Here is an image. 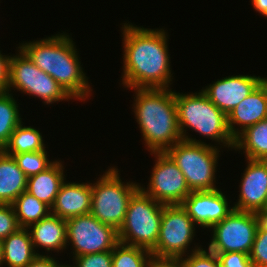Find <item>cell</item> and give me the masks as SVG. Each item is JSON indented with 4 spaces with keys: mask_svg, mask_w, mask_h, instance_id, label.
Wrapping results in <instances>:
<instances>
[{
    "mask_svg": "<svg viewBox=\"0 0 267 267\" xmlns=\"http://www.w3.org/2000/svg\"><path fill=\"white\" fill-rule=\"evenodd\" d=\"M122 84L131 89L169 88L172 81L167 33L124 24ZM167 36V37H166Z\"/></svg>",
    "mask_w": 267,
    "mask_h": 267,
    "instance_id": "obj_1",
    "label": "cell"
},
{
    "mask_svg": "<svg viewBox=\"0 0 267 267\" xmlns=\"http://www.w3.org/2000/svg\"><path fill=\"white\" fill-rule=\"evenodd\" d=\"M18 48L39 69L54 78L71 98L83 100L91 95L77 49L69 35L56 34L40 41L22 43Z\"/></svg>",
    "mask_w": 267,
    "mask_h": 267,
    "instance_id": "obj_2",
    "label": "cell"
},
{
    "mask_svg": "<svg viewBox=\"0 0 267 267\" xmlns=\"http://www.w3.org/2000/svg\"><path fill=\"white\" fill-rule=\"evenodd\" d=\"M169 88L135 89L134 113L150 152H165L182 140L175 92Z\"/></svg>",
    "mask_w": 267,
    "mask_h": 267,
    "instance_id": "obj_3",
    "label": "cell"
},
{
    "mask_svg": "<svg viewBox=\"0 0 267 267\" xmlns=\"http://www.w3.org/2000/svg\"><path fill=\"white\" fill-rule=\"evenodd\" d=\"M175 103L182 140L188 141L184 129L188 127L208 139L223 143L225 147L234 148L235 139L228 129L227 115L202 91L194 94L175 92Z\"/></svg>",
    "mask_w": 267,
    "mask_h": 267,
    "instance_id": "obj_4",
    "label": "cell"
},
{
    "mask_svg": "<svg viewBox=\"0 0 267 267\" xmlns=\"http://www.w3.org/2000/svg\"><path fill=\"white\" fill-rule=\"evenodd\" d=\"M164 206L139 188L129 200L124 222L118 230L119 242L152 252L158 240Z\"/></svg>",
    "mask_w": 267,
    "mask_h": 267,
    "instance_id": "obj_5",
    "label": "cell"
},
{
    "mask_svg": "<svg viewBox=\"0 0 267 267\" xmlns=\"http://www.w3.org/2000/svg\"><path fill=\"white\" fill-rule=\"evenodd\" d=\"M219 152L215 146L190 137L188 141L180 140L165 151L185 176L191 191L217 189L214 182Z\"/></svg>",
    "mask_w": 267,
    "mask_h": 267,
    "instance_id": "obj_6",
    "label": "cell"
},
{
    "mask_svg": "<svg viewBox=\"0 0 267 267\" xmlns=\"http://www.w3.org/2000/svg\"><path fill=\"white\" fill-rule=\"evenodd\" d=\"M118 168L108 171L92 184L91 214L100 222L114 227L117 231L124 222L130 198L140 188L139 184L120 179Z\"/></svg>",
    "mask_w": 267,
    "mask_h": 267,
    "instance_id": "obj_7",
    "label": "cell"
},
{
    "mask_svg": "<svg viewBox=\"0 0 267 267\" xmlns=\"http://www.w3.org/2000/svg\"><path fill=\"white\" fill-rule=\"evenodd\" d=\"M19 54L10 56L8 92L11 87L31 96L42 98L45 104L72 99L58 82L39 69L20 49Z\"/></svg>",
    "mask_w": 267,
    "mask_h": 267,
    "instance_id": "obj_8",
    "label": "cell"
},
{
    "mask_svg": "<svg viewBox=\"0 0 267 267\" xmlns=\"http://www.w3.org/2000/svg\"><path fill=\"white\" fill-rule=\"evenodd\" d=\"M196 225L182 205H165L163 207L161 226L152 257L175 258L185 257L187 248L192 242Z\"/></svg>",
    "mask_w": 267,
    "mask_h": 267,
    "instance_id": "obj_9",
    "label": "cell"
},
{
    "mask_svg": "<svg viewBox=\"0 0 267 267\" xmlns=\"http://www.w3.org/2000/svg\"><path fill=\"white\" fill-rule=\"evenodd\" d=\"M67 243L74 248L73 257L113 251L119 243L118 231L100 222L91 213L66 220Z\"/></svg>",
    "mask_w": 267,
    "mask_h": 267,
    "instance_id": "obj_10",
    "label": "cell"
},
{
    "mask_svg": "<svg viewBox=\"0 0 267 267\" xmlns=\"http://www.w3.org/2000/svg\"><path fill=\"white\" fill-rule=\"evenodd\" d=\"M211 228L213 236L208 250L215 254L241 252L249 255L257 232L251 212L234 209Z\"/></svg>",
    "mask_w": 267,
    "mask_h": 267,
    "instance_id": "obj_11",
    "label": "cell"
},
{
    "mask_svg": "<svg viewBox=\"0 0 267 267\" xmlns=\"http://www.w3.org/2000/svg\"><path fill=\"white\" fill-rule=\"evenodd\" d=\"M157 160L148 183L147 190L140 189L157 202L164 205H181L192 192L185 176L165 152H152Z\"/></svg>",
    "mask_w": 267,
    "mask_h": 267,
    "instance_id": "obj_12",
    "label": "cell"
},
{
    "mask_svg": "<svg viewBox=\"0 0 267 267\" xmlns=\"http://www.w3.org/2000/svg\"><path fill=\"white\" fill-rule=\"evenodd\" d=\"M181 205L194 223L203 228H211L234 210L219 189L192 191Z\"/></svg>",
    "mask_w": 267,
    "mask_h": 267,
    "instance_id": "obj_13",
    "label": "cell"
},
{
    "mask_svg": "<svg viewBox=\"0 0 267 267\" xmlns=\"http://www.w3.org/2000/svg\"><path fill=\"white\" fill-rule=\"evenodd\" d=\"M265 78L236 75L217 80L201 90L226 115L246 98Z\"/></svg>",
    "mask_w": 267,
    "mask_h": 267,
    "instance_id": "obj_14",
    "label": "cell"
},
{
    "mask_svg": "<svg viewBox=\"0 0 267 267\" xmlns=\"http://www.w3.org/2000/svg\"><path fill=\"white\" fill-rule=\"evenodd\" d=\"M240 182V194L234 209L249 211L267 207V160L247 159Z\"/></svg>",
    "mask_w": 267,
    "mask_h": 267,
    "instance_id": "obj_15",
    "label": "cell"
},
{
    "mask_svg": "<svg viewBox=\"0 0 267 267\" xmlns=\"http://www.w3.org/2000/svg\"><path fill=\"white\" fill-rule=\"evenodd\" d=\"M267 118V78L227 115L228 129L235 139L247 127ZM240 125V130L235 128Z\"/></svg>",
    "mask_w": 267,
    "mask_h": 267,
    "instance_id": "obj_16",
    "label": "cell"
},
{
    "mask_svg": "<svg viewBox=\"0 0 267 267\" xmlns=\"http://www.w3.org/2000/svg\"><path fill=\"white\" fill-rule=\"evenodd\" d=\"M91 183L63 182L50 208V213L67 220L91 212Z\"/></svg>",
    "mask_w": 267,
    "mask_h": 267,
    "instance_id": "obj_17",
    "label": "cell"
},
{
    "mask_svg": "<svg viewBox=\"0 0 267 267\" xmlns=\"http://www.w3.org/2000/svg\"><path fill=\"white\" fill-rule=\"evenodd\" d=\"M28 229L34 249L42 247L47 252H50V250L59 252V250L66 248L67 222L57 215L49 213L39 222L31 224Z\"/></svg>",
    "mask_w": 267,
    "mask_h": 267,
    "instance_id": "obj_18",
    "label": "cell"
},
{
    "mask_svg": "<svg viewBox=\"0 0 267 267\" xmlns=\"http://www.w3.org/2000/svg\"><path fill=\"white\" fill-rule=\"evenodd\" d=\"M63 167L62 163L56 160L46 170L28 177L26 191L51 208L66 179Z\"/></svg>",
    "mask_w": 267,
    "mask_h": 267,
    "instance_id": "obj_19",
    "label": "cell"
},
{
    "mask_svg": "<svg viewBox=\"0 0 267 267\" xmlns=\"http://www.w3.org/2000/svg\"><path fill=\"white\" fill-rule=\"evenodd\" d=\"M28 177L19 168L15 158L0 151V204H12L26 191Z\"/></svg>",
    "mask_w": 267,
    "mask_h": 267,
    "instance_id": "obj_20",
    "label": "cell"
},
{
    "mask_svg": "<svg viewBox=\"0 0 267 267\" xmlns=\"http://www.w3.org/2000/svg\"><path fill=\"white\" fill-rule=\"evenodd\" d=\"M2 243L3 263L8 267H26L39 253L34 250L28 228L21 227Z\"/></svg>",
    "mask_w": 267,
    "mask_h": 267,
    "instance_id": "obj_21",
    "label": "cell"
},
{
    "mask_svg": "<svg viewBox=\"0 0 267 267\" xmlns=\"http://www.w3.org/2000/svg\"><path fill=\"white\" fill-rule=\"evenodd\" d=\"M234 149H241L247 159L267 160V118L247 127L234 142Z\"/></svg>",
    "mask_w": 267,
    "mask_h": 267,
    "instance_id": "obj_22",
    "label": "cell"
},
{
    "mask_svg": "<svg viewBox=\"0 0 267 267\" xmlns=\"http://www.w3.org/2000/svg\"><path fill=\"white\" fill-rule=\"evenodd\" d=\"M41 133L32 127L23 126L22 122L15 128L8 143L2 149L6 154L14 156L26 152L45 150Z\"/></svg>",
    "mask_w": 267,
    "mask_h": 267,
    "instance_id": "obj_23",
    "label": "cell"
},
{
    "mask_svg": "<svg viewBox=\"0 0 267 267\" xmlns=\"http://www.w3.org/2000/svg\"><path fill=\"white\" fill-rule=\"evenodd\" d=\"M20 227L28 228L50 213V207L24 191L11 204Z\"/></svg>",
    "mask_w": 267,
    "mask_h": 267,
    "instance_id": "obj_24",
    "label": "cell"
},
{
    "mask_svg": "<svg viewBox=\"0 0 267 267\" xmlns=\"http://www.w3.org/2000/svg\"><path fill=\"white\" fill-rule=\"evenodd\" d=\"M22 122L18 104L7 91L0 93V148L8 143L15 128Z\"/></svg>",
    "mask_w": 267,
    "mask_h": 267,
    "instance_id": "obj_25",
    "label": "cell"
},
{
    "mask_svg": "<svg viewBox=\"0 0 267 267\" xmlns=\"http://www.w3.org/2000/svg\"><path fill=\"white\" fill-rule=\"evenodd\" d=\"M151 258L150 251L119 242L112 251V267H148Z\"/></svg>",
    "mask_w": 267,
    "mask_h": 267,
    "instance_id": "obj_26",
    "label": "cell"
},
{
    "mask_svg": "<svg viewBox=\"0 0 267 267\" xmlns=\"http://www.w3.org/2000/svg\"><path fill=\"white\" fill-rule=\"evenodd\" d=\"M13 157L15 158L19 168L27 177L36 175L46 170L54 163V161L50 162L48 160L46 149L36 152L15 154Z\"/></svg>",
    "mask_w": 267,
    "mask_h": 267,
    "instance_id": "obj_27",
    "label": "cell"
},
{
    "mask_svg": "<svg viewBox=\"0 0 267 267\" xmlns=\"http://www.w3.org/2000/svg\"><path fill=\"white\" fill-rule=\"evenodd\" d=\"M208 251L197 246L190 253L191 255L181 259L186 267H221L218 256L214 252Z\"/></svg>",
    "mask_w": 267,
    "mask_h": 267,
    "instance_id": "obj_28",
    "label": "cell"
},
{
    "mask_svg": "<svg viewBox=\"0 0 267 267\" xmlns=\"http://www.w3.org/2000/svg\"><path fill=\"white\" fill-rule=\"evenodd\" d=\"M19 226L16 214L11 204H0V241L16 232Z\"/></svg>",
    "mask_w": 267,
    "mask_h": 267,
    "instance_id": "obj_29",
    "label": "cell"
},
{
    "mask_svg": "<svg viewBox=\"0 0 267 267\" xmlns=\"http://www.w3.org/2000/svg\"><path fill=\"white\" fill-rule=\"evenodd\" d=\"M249 258L254 267H267V231L256 232Z\"/></svg>",
    "mask_w": 267,
    "mask_h": 267,
    "instance_id": "obj_30",
    "label": "cell"
},
{
    "mask_svg": "<svg viewBox=\"0 0 267 267\" xmlns=\"http://www.w3.org/2000/svg\"><path fill=\"white\" fill-rule=\"evenodd\" d=\"M73 267H112V251L74 257Z\"/></svg>",
    "mask_w": 267,
    "mask_h": 267,
    "instance_id": "obj_31",
    "label": "cell"
},
{
    "mask_svg": "<svg viewBox=\"0 0 267 267\" xmlns=\"http://www.w3.org/2000/svg\"><path fill=\"white\" fill-rule=\"evenodd\" d=\"M221 267H254L249 255L241 252L216 254Z\"/></svg>",
    "mask_w": 267,
    "mask_h": 267,
    "instance_id": "obj_32",
    "label": "cell"
},
{
    "mask_svg": "<svg viewBox=\"0 0 267 267\" xmlns=\"http://www.w3.org/2000/svg\"><path fill=\"white\" fill-rule=\"evenodd\" d=\"M9 59L10 56L2 55L0 51V93L8 91Z\"/></svg>",
    "mask_w": 267,
    "mask_h": 267,
    "instance_id": "obj_33",
    "label": "cell"
},
{
    "mask_svg": "<svg viewBox=\"0 0 267 267\" xmlns=\"http://www.w3.org/2000/svg\"><path fill=\"white\" fill-rule=\"evenodd\" d=\"M255 221L257 232L267 231V207L258 208L251 211Z\"/></svg>",
    "mask_w": 267,
    "mask_h": 267,
    "instance_id": "obj_34",
    "label": "cell"
},
{
    "mask_svg": "<svg viewBox=\"0 0 267 267\" xmlns=\"http://www.w3.org/2000/svg\"><path fill=\"white\" fill-rule=\"evenodd\" d=\"M148 267H186L182 259L152 257Z\"/></svg>",
    "mask_w": 267,
    "mask_h": 267,
    "instance_id": "obj_35",
    "label": "cell"
},
{
    "mask_svg": "<svg viewBox=\"0 0 267 267\" xmlns=\"http://www.w3.org/2000/svg\"><path fill=\"white\" fill-rule=\"evenodd\" d=\"M59 265L55 258L50 257V255L39 254L26 267H58Z\"/></svg>",
    "mask_w": 267,
    "mask_h": 267,
    "instance_id": "obj_36",
    "label": "cell"
},
{
    "mask_svg": "<svg viewBox=\"0 0 267 267\" xmlns=\"http://www.w3.org/2000/svg\"><path fill=\"white\" fill-rule=\"evenodd\" d=\"M251 2L256 11L267 17V0H251Z\"/></svg>",
    "mask_w": 267,
    "mask_h": 267,
    "instance_id": "obj_37",
    "label": "cell"
},
{
    "mask_svg": "<svg viewBox=\"0 0 267 267\" xmlns=\"http://www.w3.org/2000/svg\"><path fill=\"white\" fill-rule=\"evenodd\" d=\"M3 252H2V243L0 241V267L3 265Z\"/></svg>",
    "mask_w": 267,
    "mask_h": 267,
    "instance_id": "obj_38",
    "label": "cell"
},
{
    "mask_svg": "<svg viewBox=\"0 0 267 267\" xmlns=\"http://www.w3.org/2000/svg\"><path fill=\"white\" fill-rule=\"evenodd\" d=\"M58 267H73V266H71V265L69 266V265H64V264L62 265V264H60Z\"/></svg>",
    "mask_w": 267,
    "mask_h": 267,
    "instance_id": "obj_39",
    "label": "cell"
}]
</instances>
